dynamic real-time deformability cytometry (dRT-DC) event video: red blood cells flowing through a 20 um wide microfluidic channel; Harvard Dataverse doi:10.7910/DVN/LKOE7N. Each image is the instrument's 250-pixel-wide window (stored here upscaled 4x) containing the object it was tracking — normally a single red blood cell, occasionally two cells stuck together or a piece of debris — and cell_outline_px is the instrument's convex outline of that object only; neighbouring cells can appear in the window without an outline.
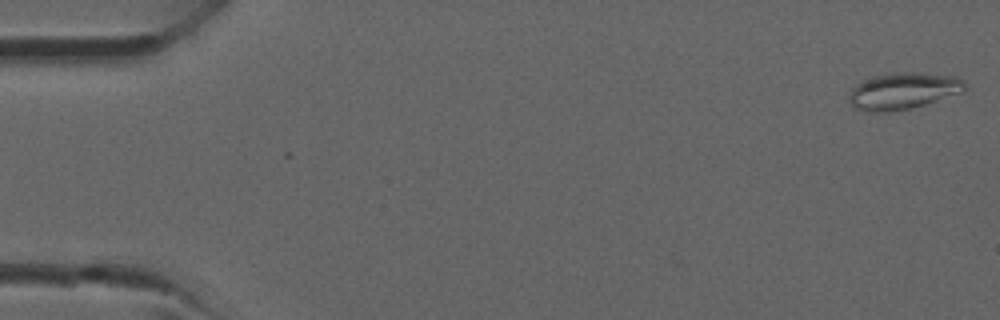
{"species": "common noctule bat (a hibernating species)", "species_latin": "Nyctalus noctula", "temperature_condition": "room temperature", "stored_images_in_passage": 8, "camera_frame_rate_fps": 3000, "um_per_image_px": 0.085, "animal": {"sex": "male", "forearm_length_mm": 52.5}, "frame": {"image": 1, "passage_image": 1, "time_ms": 0.0, "image_size_px": [1000, 320], "cell_outline_px": [[968, 88], [964, 92], [912, 108], [888, 112], [872, 112], [856, 108], [848, 100], [848, 96], [852, 88], [864, 80], [872, 76], [896, 72], [920, 72], [956, 76], [964, 80], [968, 84]], "centroid_in_image_um": [76.83, 7.72], "position_along_channel_um": 8.2, "area_um2": 25.03}}